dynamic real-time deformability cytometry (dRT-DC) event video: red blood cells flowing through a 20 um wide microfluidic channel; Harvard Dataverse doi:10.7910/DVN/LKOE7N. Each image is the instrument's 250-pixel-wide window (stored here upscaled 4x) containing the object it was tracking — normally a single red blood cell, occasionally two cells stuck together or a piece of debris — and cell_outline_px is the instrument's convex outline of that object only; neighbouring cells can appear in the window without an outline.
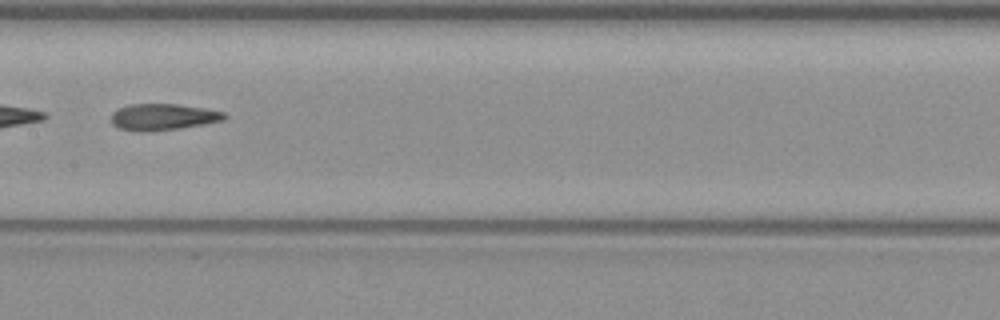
{"species": "common noctule bat (a hibernating species)", "species_latin": "Nyctalus noctula", "temperature_condition": "warm", "stored_images_in_passage": 49, "segment_of_instrument_passage": [2, 2], "camera_frame_rate_fps": 3000, "um_per_image_px": 0.085, "animal": {"sex": "female", "body_mass_g": 19.3, "forearm_length_mm": 54.1}, "frame": {"image": 1, "passage_image": 26, "time_ms": 8.333, "image_size_px": [1000, 320], "cell_outline_px": [[228, 116], [224, 120], [204, 124], [180, 128], [148, 132], [144, 132], [120, 128], [112, 124], [112, 112], [116, 108], [128, 104], [180, 104], [204, 108], [224, 112]], "centroid_in_image_um": [13.85, 9.93], "position_along_channel_um": 193.5, "area_um2": 17.57}}
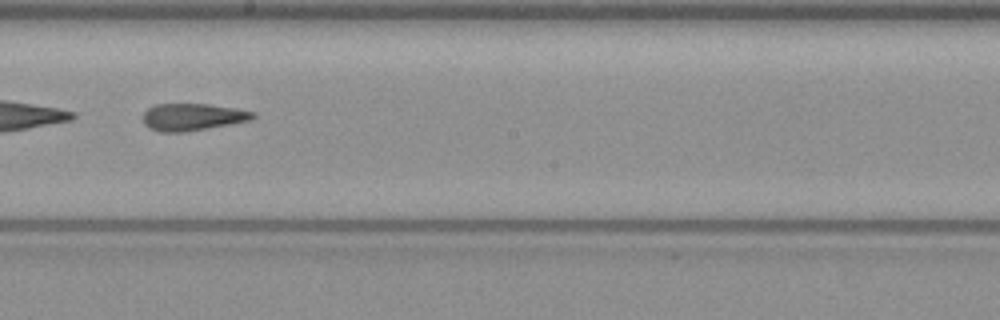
{"frame": {"image": 2, "passage_image": 29, "time_ms": 9.333, "image_size_px": [1000, 320], "cell_outline_px": [[256, 116], [252, 120], [184, 132], [160, 132], [148, 128], [144, 124], [144, 112], [148, 108], [156, 104], [208, 104], [256, 112]], "centroid_in_image_um": [16.36, 9.94], "position_along_channel_um": 231.8, "area_um2": 17.28}}
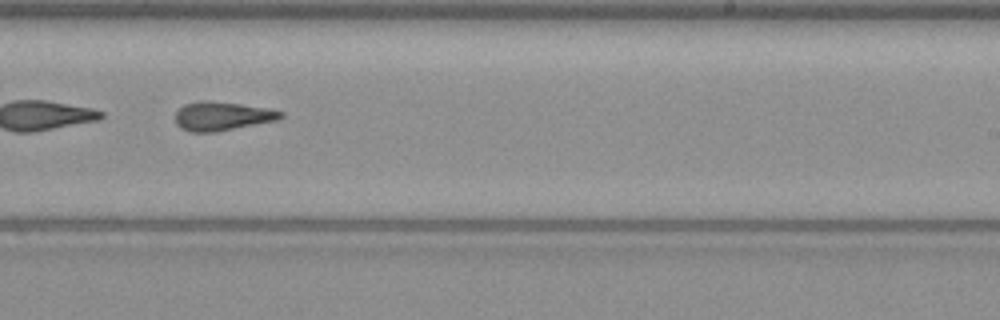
{"frame": {"image": 3, "passage_image": 32, "time_ms": 10.333, "image_size_px": [1000, 320], "cell_outline_px": [[284, 116], [276, 120], [216, 132], [192, 132], [180, 128], [176, 124], [176, 112], [184, 104], [200, 100], [204, 100], [240, 104], [268, 108], [284, 112]], "centroid_in_image_um": [18.86, 9.87], "position_along_channel_um": 270.1, "area_um2": 17.63}}